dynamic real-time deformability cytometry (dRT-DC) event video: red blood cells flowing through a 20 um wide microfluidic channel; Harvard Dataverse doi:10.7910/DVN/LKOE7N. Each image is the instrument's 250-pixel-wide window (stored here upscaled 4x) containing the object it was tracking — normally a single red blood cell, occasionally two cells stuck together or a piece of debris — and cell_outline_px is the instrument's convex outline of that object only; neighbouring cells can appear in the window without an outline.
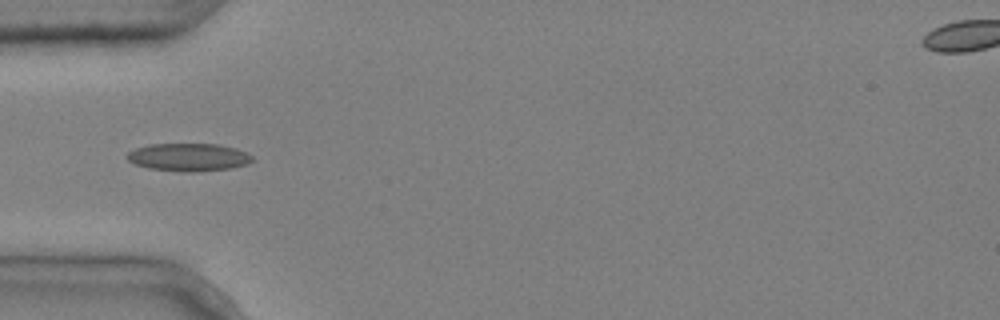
{"species": "common noctule bat (a hibernating species)", "species_latin": "Nyctalus noctula", "temperature_condition": "cold", "stored_images_in_passage": 9, "camera_frame_rate_fps": 3000, "um_per_image_px": 0.085, "animal": {"sex": "male", "body_mass_g": 20.4}, "frame": {"image": 1, "passage_image": 4, "time_ms": 1.0, "image_size_px": [1000, 320], "cell_outline_px": [[252, 160], [248, 164], [232, 168], [196, 172], [184, 172], [148, 168], [136, 164], [128, 160], [128, 152], [136, 148], [148, 144], [216, 144], [236, 148], [252, 156]], "centroid_in_image_um": [16.04, 13.36], "position_along_channel_um": 69.0, "area_um2": 20.23}}
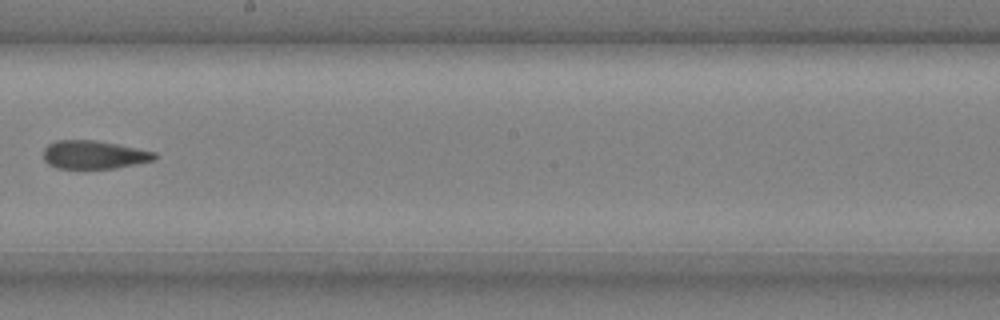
{"frame": {"image": 2, "passage_image": 8, "time_ms": 2.333, "image_size_px": [1000, 320], "cell_outline_px": [[156, 156], [152, 160], [136, 164], [116, 168], [56, 168], [48, 164], [44, 160], [44, 148], [48, 144], [56, 140], [96, 140], [156, 152]], "centroid_in_image_um": [7.95, 13.15], "position_along_channel_um": 240.3, "area_um2": 18.21}}
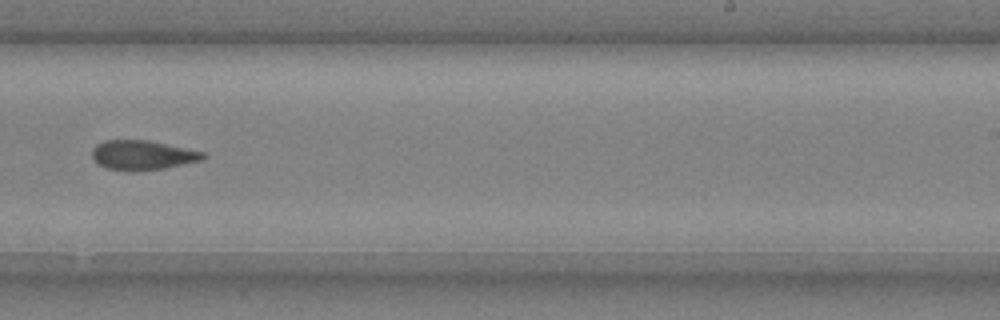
{"frame": {"image": 3, "passage_image": 9, "time_ms": 2.667, "image_size_px": [1000, 320], "cell_outline_px": [[208, 156], [204, 160], [164, 168], [104, 168], [92, 156], [92, 148], [96, 144], [104, 140], [148, 140], [204, 152]], "centroid_in_image_um": [12.16, 13.13], "position_along_channel_um": 276.8, "area_um2": 18.38}}